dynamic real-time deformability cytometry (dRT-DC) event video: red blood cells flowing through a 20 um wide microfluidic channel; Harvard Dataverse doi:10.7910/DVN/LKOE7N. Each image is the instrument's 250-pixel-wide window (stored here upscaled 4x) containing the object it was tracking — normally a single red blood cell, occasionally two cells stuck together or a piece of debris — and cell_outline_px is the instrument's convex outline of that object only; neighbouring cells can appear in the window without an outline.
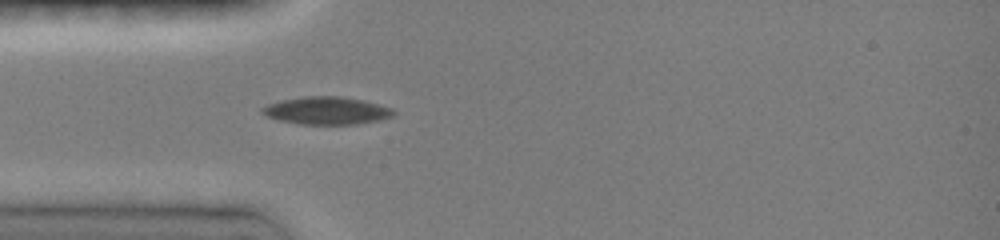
{"species": "common noctule bat (a hibernating species)", "species_latin": "Nyctalus noctula", "temperature_condition": "room temperature", "stored_images_in_passage": 2, "camera_frame_rate_fps": 3000, "um_per_image_px": 0.085, "animal": {"sex": "female", "body_mass_g": 19.0, "forearm_length_mm": 51.5}, "frame": {"image": 1, "passage_image": 2, "time_ms": 1.333, "image_size_px": [1000, 240], "cell_outline_px": [[396, 112], [392, 116], [380, 120], [356, 124], [300, 124], [280, 120], [268, 116], [260, 112], [260, 108], [268, 104], [280, 100], [304, 96], [340, 96], [364, 100], [392, 108]], "centroid_in_image_um": [27.76, 9.39], "position_along_channel_um": 57.2, "area_um2": 21.15}}